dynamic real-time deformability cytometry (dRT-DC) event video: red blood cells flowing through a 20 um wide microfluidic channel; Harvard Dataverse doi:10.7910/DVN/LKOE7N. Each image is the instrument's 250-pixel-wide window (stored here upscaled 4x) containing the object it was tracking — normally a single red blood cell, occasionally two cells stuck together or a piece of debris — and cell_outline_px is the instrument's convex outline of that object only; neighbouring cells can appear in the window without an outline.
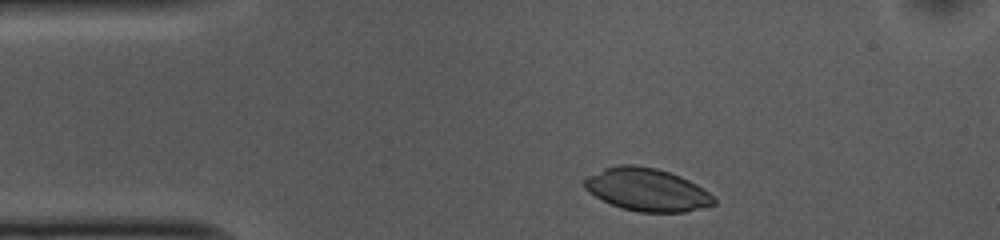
{"species": "common noctule bat (a hibernating species)", "species_latin": "Nyctalus noctula", "temperature_condition": "cold", "stored_images_in_passage": 36, "camera_frame_rate_fps": 3000, "um_per_image_px": 0.085, "animal": {"sex": "female", "body_mass_g": 10.0, "forearm_length_mm": 53.1}, "frame": {"image": 1, "passage_image": 3, "time_ms": 0.667, "image_size_px": [1000, 240], "cell_outline_px": [[716, 204], [684, 212], [640, 212], [620, 208], [588, 192], [584, 188], [584, 180], [588, 176], [604, 168], [620, 164], [632, 164], [656, 168], [680, 176], [696, 184], [708, 192], [716, 200]], "centroid_in_image_um": [54.98, 16.12], "position_along_channel_um": 30.0, "area_um2": 32.08}}
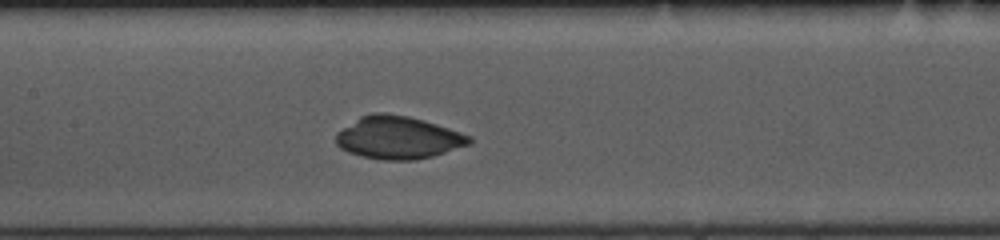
{"frame": {"image": 2, "passage_image": 18, "time_ms": 5.667, "image_size_px": [1000, 240], "cell_outline_px": [[472, 144], [432, 156], [416, 160], [380, 160], [360, 156], [348, 152], [340, 148], [336, 144], [336, 132], [360, 116], [372, 112], [380, 112], [408, 116], [424, 120], [472, 136]], "centroid_in_image_um": [33.83, 11.7], "position_along_channel_um": 173.6, "area_um2": 33.35}}
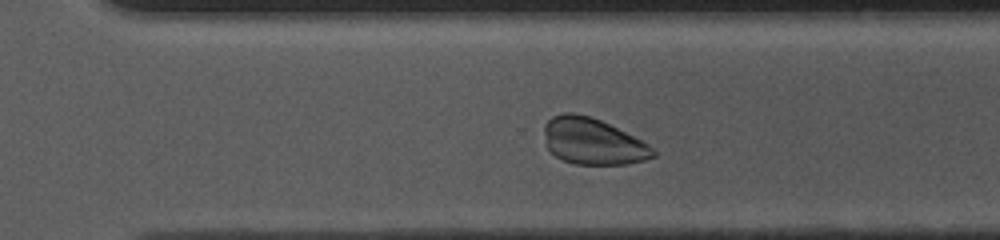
{"frame": {"image": 3, "passage_image": 30, "time_ms": 9.667, "image_size_px": [1000, 240], "cell_outline_px": [[656, 156], [644, 160], [628, 164], [576, 164], [564, 160], [556, 156], [548, 148], [544, 132], [544, 124], [552, 116], [564, 112], [572, 112], [592, 116], [648, 144], [656, 152]], "centroid_in_image_um": [50.37, 12.01], "position_along_channel_um": 320.2, "area_um2": 29.13}}